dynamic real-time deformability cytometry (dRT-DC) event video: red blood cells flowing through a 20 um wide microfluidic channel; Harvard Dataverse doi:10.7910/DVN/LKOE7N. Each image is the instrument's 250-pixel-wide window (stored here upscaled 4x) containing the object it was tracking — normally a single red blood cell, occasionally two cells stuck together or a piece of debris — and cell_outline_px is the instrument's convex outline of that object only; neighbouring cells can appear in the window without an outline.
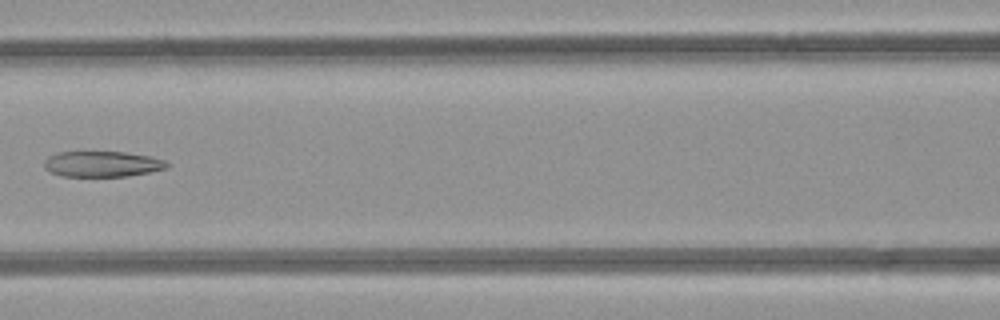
{"species": "common noctule bat (a hibernating species)", "species_latin": "Nyctalus noctula", "temperature_condition": "room temperature", "stored_images_in_passage": 6, "camera_frame_rate_fps": 3000, "um_per_image_px": 0.085, "animal": {"sex": "female", "body_mass_g": 21.9}, "frame": {"image": 1, "passage_image": 5, "time_ms": 4.667, "image_size_px": [1000, 320], "cell_outline_px": [[168, 168], [128, 176], [60, 176], [44, 168], [44, 160], [48, 156], [56, 152], [124, 152], [152, 156], [164, 160], [168, 164]], "centroid_in_image_um": [8.67, 13.93], "position_along_channel_um": 157.9, "area_um2": 18.38}}
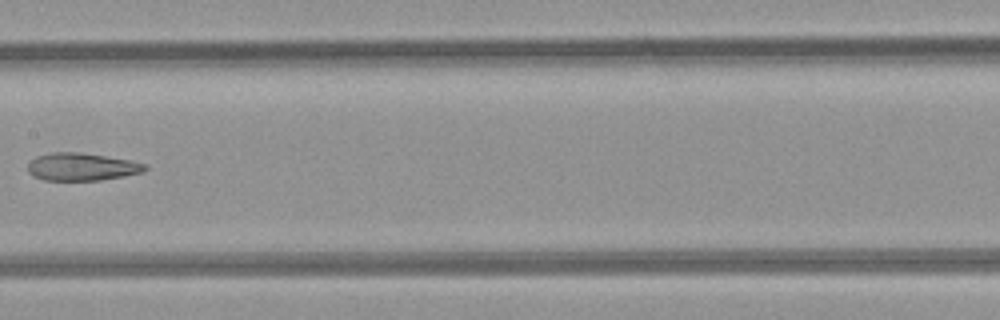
{"frame": {"image": 2, "passage_image": 6, "time_ms": 5.667, "image_size_px": [1000, 320], "cell_outline_px": [[148, 168], [144, 172], [124, 176], [100, 180], [44, 180], [28, 172], [28, 164], [36, 156], [52, 152], [76, 152], [104, 156], [128, 160], [148, 164]], "centroid_in_image_um": [6.97, 14.18], "position_along_channel_um": 200.4, "area_um2": 18.73}}